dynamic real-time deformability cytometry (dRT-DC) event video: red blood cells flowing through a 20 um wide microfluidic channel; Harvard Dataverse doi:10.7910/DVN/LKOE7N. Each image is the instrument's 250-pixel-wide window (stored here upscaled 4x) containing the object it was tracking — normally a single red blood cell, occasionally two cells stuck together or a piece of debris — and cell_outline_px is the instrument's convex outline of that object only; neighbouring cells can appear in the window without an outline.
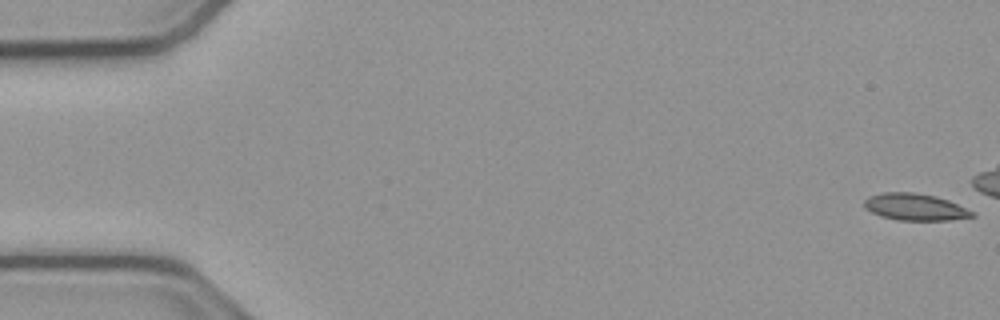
{"species": "common noctule bat (a hibernating species)", "species_latin": "Nyctalus noctula", "temperature_condition": "cold", "stored_images_in_passage": 43, "camera_frame_rate_fps": 3000, "um_per_image_px": 0.085, "animal": {"sex": "male", "body_mass_g": 23.1, "forearm_length_mm": 52.7}, "frame": {"image": 1, "passage_image": 1, "time_ms": 0.0, "image_size_px": [1000, 320], "cell_outline_px": [[976, 216], [948, 220], [896, 220], [880, 216], [864, 208], [864, 200], [868, 196], [884, 192], [912, 192], [936, 196], [948, 200], [976, 212]], "centroid_in_image_um": [77.78, 17.59], "position_along_channel_um": 7.2, "area_um2": 16.99}}
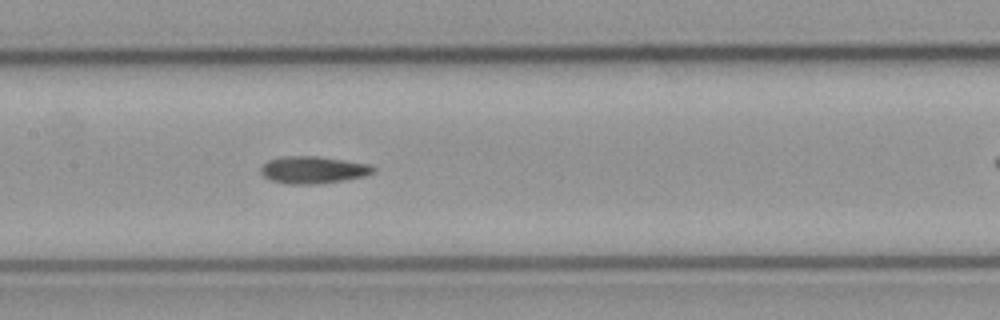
{"frame": {"image": 2, "passage_image": 26, "time_ms": 8.333, "image_size_px": [1000, 320], "cell_outline_px": [[376, 168], [372, 172], [364, 176], [344, 180], [320, 184], [288, 184], [272, 180], [264, 176], [260, 172], [260, 168], [268, 160], [284, 156], [316, 156], [368, 164]], "centroid_in_image_um": [26.59, 14.44], "position_along_channel_um": 180.8, "area_um2": 17.63}}
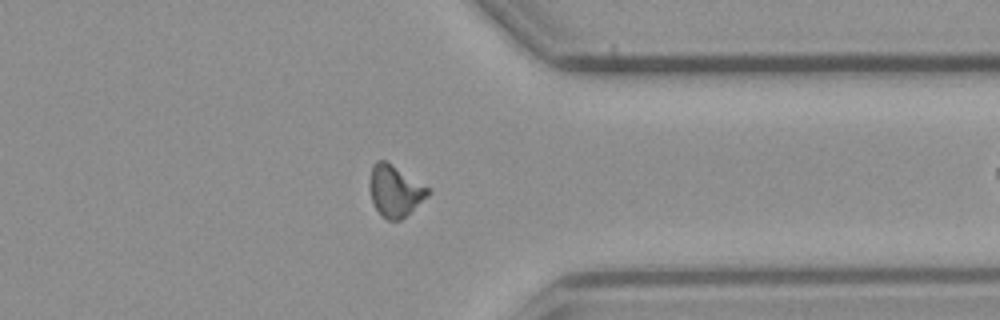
{"frame": {"image": 3, "passage_image": 42, "time_ms": 13.667, "image_size_px": [1000, 320], "cell_outline_px": [[432, 192], [428, 196], [400, 220], [388, 220], [376, 208], [372, 200], [368, 188], [368, 184], [372, 164], [376, 160], [384, 160], [428, 188]], "centroid_in_image_um": [33.53, 16.22], "position_along_channel_um": 377.9, "area_um2": 17.05}}